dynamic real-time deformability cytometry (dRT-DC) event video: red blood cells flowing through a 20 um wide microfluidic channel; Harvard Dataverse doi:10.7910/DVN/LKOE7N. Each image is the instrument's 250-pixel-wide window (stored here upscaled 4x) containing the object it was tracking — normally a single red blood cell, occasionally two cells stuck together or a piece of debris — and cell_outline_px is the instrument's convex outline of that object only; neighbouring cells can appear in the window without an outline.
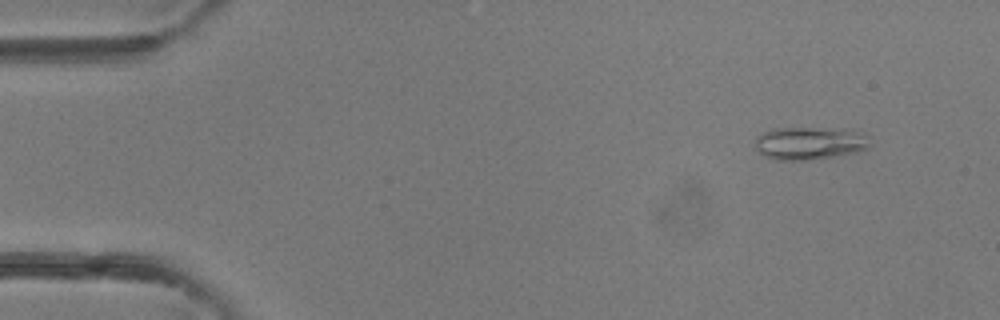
{"species": "common noctule bat (a hibernating species)", "species_latin": "Nyctalus noctula", "temperature_condition": "room temperature", "stored_images_in_passage": 4, "camera_frame_rate_fps": 3000, "um_per_image_px": 0.085, "animal": {"sex": "female"}, "frame": {"image": 1, "passage_image": 2, "time_ms": 1.0, "image_size_px": [1000, 320], "cell_outline_px": [[872, 144], [868, 148], [856, 152], [832, 156], [804, 160], [776, 160], [764, 156], [756, 148], [756, 136], [772, 128], [812, 128], [852, 132], [868, 136]], "centroid_in_image_um": [68.76, 12.19], "position_along_channel_um": 16.2, "area_um2": 21.39}}